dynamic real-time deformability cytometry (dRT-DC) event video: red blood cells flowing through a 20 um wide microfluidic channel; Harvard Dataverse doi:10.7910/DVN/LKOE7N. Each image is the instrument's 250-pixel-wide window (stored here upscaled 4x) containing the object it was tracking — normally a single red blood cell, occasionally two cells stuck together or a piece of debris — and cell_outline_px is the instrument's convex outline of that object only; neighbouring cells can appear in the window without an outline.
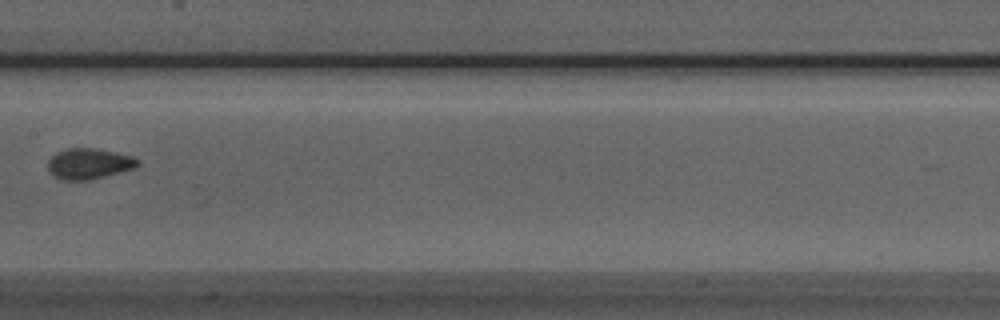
{"species": "Egyptian fruit bat (a non-hibernating species)", "species_latin": "Rousettus aegyptiacus", "temperature_condition": "room temperature", "stored_images_in_passage": 8, "camera_frame_rate_fps": 3000, "um_per_image_px": 0.085, "animal": {"sex": "male"}, "frame": {"image": 1, "passage_image": 7, "time_ms": 2.0, "image_size_px": [1000, 320], "cell_outline_px": [[140, 164], [136, 168], [88, 180], [60, 180], [52, 176], [48, 172], [48, 160], [56, 152], [68, 148], [96, 148], [116, 152], [132, 156], [140, 160]], "centroid_in_image_um": [7.55, 13.91], "position_along_channel_um": 199.9, "area_um2": 16.3}}
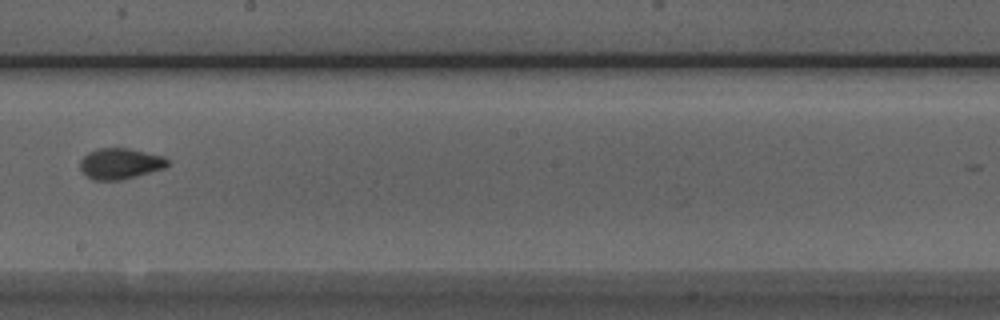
{"frame": {"image": 2, "passage_image": 8, "time_ms": 2.333, "image_size_px": [1000, 320], "cell_outline_px": [[168, 164], [164, 168], [136, 176], [120, 180], [92, 180], [80, 168], [80, 160], [88, 152], [96, 148], [128, 148], [164, 156], [168, 160]], "centroid_in_image_um": [10.2, 13.9], "position_along_channel_um": 238.0, "area_um2": 15.66}}